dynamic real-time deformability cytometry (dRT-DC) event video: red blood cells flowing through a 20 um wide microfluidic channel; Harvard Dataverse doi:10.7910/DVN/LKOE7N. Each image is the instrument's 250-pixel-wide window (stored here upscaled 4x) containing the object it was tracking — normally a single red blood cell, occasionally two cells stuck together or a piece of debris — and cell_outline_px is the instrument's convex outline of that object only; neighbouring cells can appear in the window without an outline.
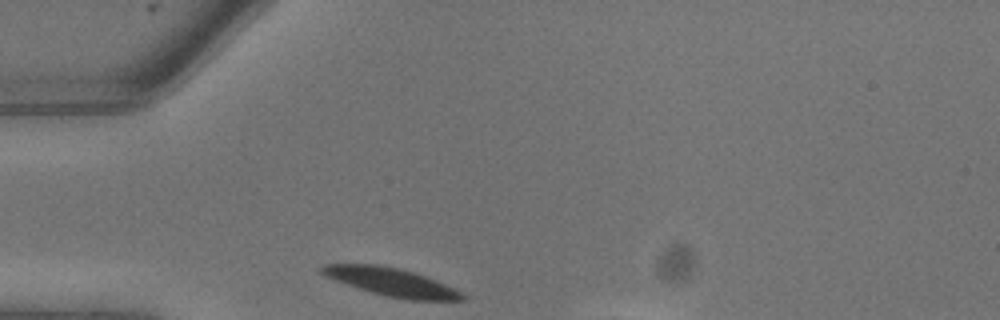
{"species": "common noctule bat (a hibernating species)", "species_latin": "Nyctalus noctula", "temperature_condition": "warm", "stored_images_in_passage": 4, "camera_frame_rate_fps": 3000, "um_per_image_px": 0.085, "animal": {"sex": "male", "body_mass_g": 13.3}, "frame": {"image": 1, "passage_image": 1, "time_ms": 0.0, "image_size_px": [1000, 320], "cell_outline_px": [[468, 296], [464, 300], [408, 300], [384, 296], [324, 276], [320, 272], [320, 268], [324, 264], [376, 264], [396, 268], [412, 272], [424, 276], [444, 284]], "centroid_in_image_um": [33.25, 23.98], "position_along_channel_um": 51.8, "area_um2": 22.54}}
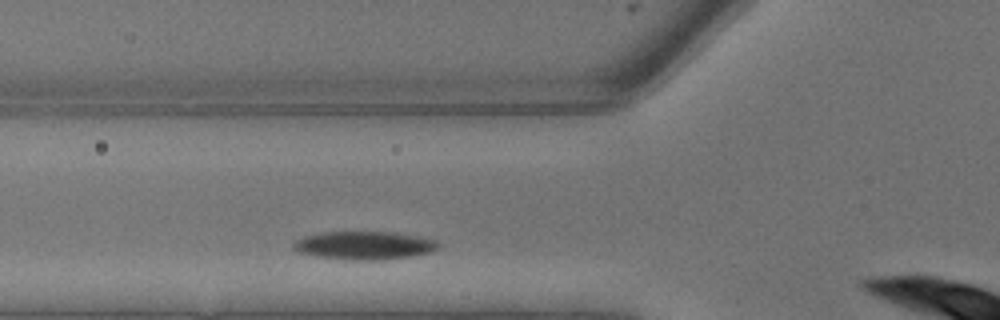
{"frame": {"image": 2, "passage_image": 3, "time_ms": 0.667, "image_size_px": [1000, 320], "cell_outline_px": [[440, 244], [432, 252], [408, 256], [380, 260], [360, 260], [316, 256], [296, 252], [292, 248], [292, 244], [296, 240], [304, 236], [320, 232], [392, 232], [416, 236], [436, 240]], "centroid_in_image_um": [30.91, 20.85], "position_along_channel_um": 94.9, "area_um2": 23.64}}